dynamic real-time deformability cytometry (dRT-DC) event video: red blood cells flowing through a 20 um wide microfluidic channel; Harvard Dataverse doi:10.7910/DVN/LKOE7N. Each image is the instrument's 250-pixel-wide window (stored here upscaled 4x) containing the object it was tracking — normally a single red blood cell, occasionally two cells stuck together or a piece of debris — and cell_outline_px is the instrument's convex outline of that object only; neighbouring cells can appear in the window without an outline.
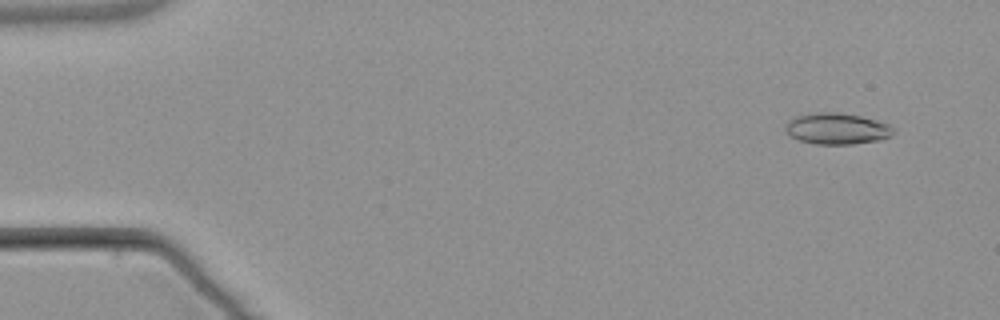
{"species": "common noctule bat (a hibernating species)", "species_latin": "Nyctalus noctula", "temperature_condition": "warm", "stored_images_in_passage": 5, "camera_frame_rate_fps": 3000, "um_per_image_px": 0.085, "animal": {"sex": "male", "body_mass_g": 21.5, "forearm_length_mm": 52.0}, "frame": {"image": 1, "passage_image": 1, "time_ms": 0.0, "image_size_px": [1000, 320], "cell_outline_px": [[896, 132], [892, 136], [880, 140], [852, 144], [816, 144], [800, 140], [788, 136], [784, 128], [784, 124], [788, 120], [796, 116], [816, 112], [840, 112], [860, 116], [876, 120], [888, 124]], "centroid_in_image_um": [71.11, 10.93], "position_along_channel_um": 13.9, "area_um2": 19.88}}
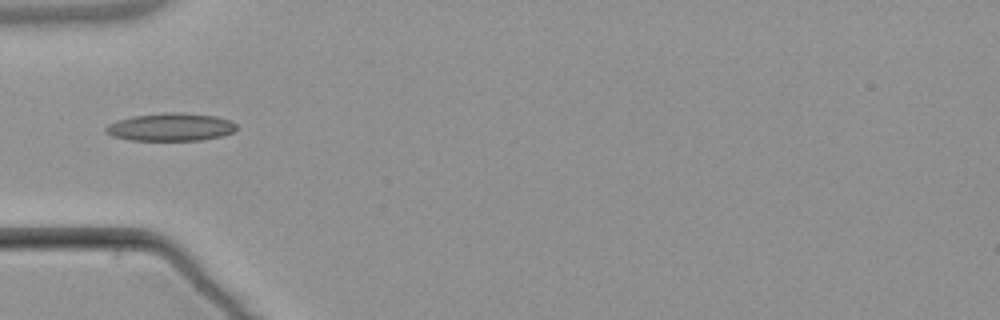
{"frame": {"image": 2, "passage_image": 5, "time_ms": 4.667, "image_size_px": [1000, 320], "cell_outline_px": [[236, 128], [232, 132], [220, 136], [200, 140], [128, 140], [112, 136], [104, 132], [104, 128], [108, 124], [116, 120], [132, 116], [168, 112], [184, 112], [216, 116], [228, 120], [236, 124]], "centroid_in_image_um": [14.45, 10.79], "position_along_channel_um": 70.6, "area_um2": 21.27}}